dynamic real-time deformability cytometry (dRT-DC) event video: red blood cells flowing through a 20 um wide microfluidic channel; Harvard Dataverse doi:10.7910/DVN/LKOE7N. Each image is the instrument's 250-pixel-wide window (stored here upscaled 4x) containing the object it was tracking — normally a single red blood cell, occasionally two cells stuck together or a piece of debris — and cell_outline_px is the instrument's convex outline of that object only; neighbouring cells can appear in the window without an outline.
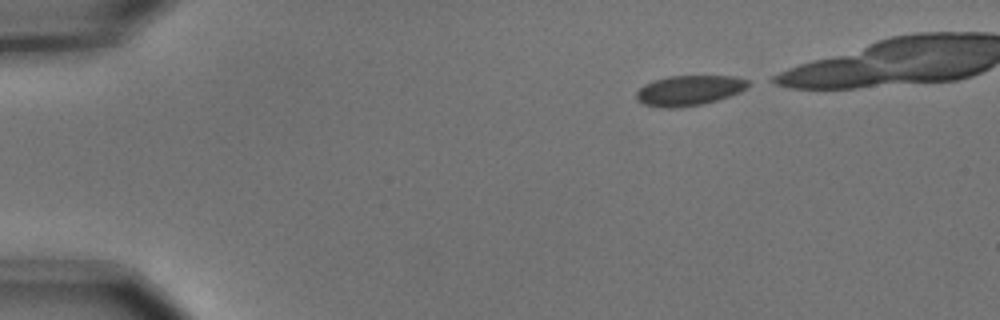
{"species": "common noctule bat (a hibernating species)", "species_latin": "Nyctalus noctula", "temperature_condition": "cold", "stored_images_in_passage": 7, "segment_of_instrument_passage": [1, 2], "camera_frame_rate_fps": 3000, "um_per_image_px": 0.085, "animal": {"sex": "male", "body_mass_g": 15.6}, "frame": {"image": 1, "passage_image": 1, "time_ms": 0.0, "image_size_px": [1000, 320], "cell_outline_px": [[752, 84], [748, 88], [740, 92], [716, 100], [700, 104], [676, 108], [668, 108], [644, 104], [636, 100], [636, 92], [644, 84], [652, 80], [668, 76], [736, 76], [748, 80]], "centroid_in_image_um": [58.59, 7.67], "position_along_channel_um": 26.4, "area_um2": 19.71}}
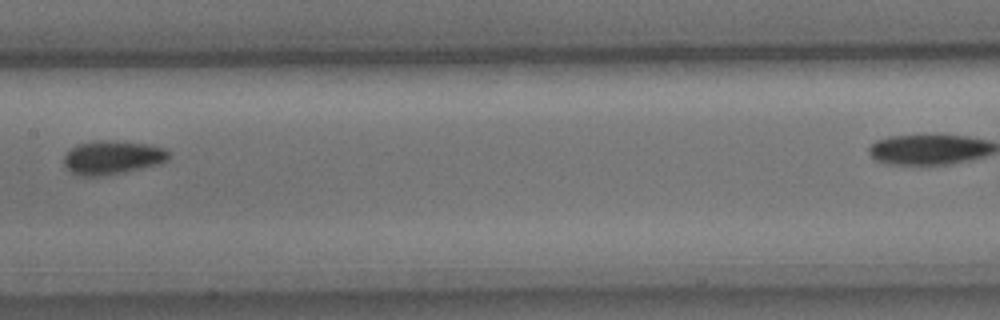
{"frame": {"image": 2, "passage_image": 6, "time_ms": 1.667, "image_size_px": [1000, 320], "cell_outline_px": [[168, 160], [160, 164], [124, 172], [100, 176], [76, 176], [64, 164], [64, 156], [76, 144], [100, 140], [148, 144], [168, 148]], "centroid_in_image_um": [9.57, 13.39], "position_along_channel_um": 197.8, "area_um2": 20.52}}